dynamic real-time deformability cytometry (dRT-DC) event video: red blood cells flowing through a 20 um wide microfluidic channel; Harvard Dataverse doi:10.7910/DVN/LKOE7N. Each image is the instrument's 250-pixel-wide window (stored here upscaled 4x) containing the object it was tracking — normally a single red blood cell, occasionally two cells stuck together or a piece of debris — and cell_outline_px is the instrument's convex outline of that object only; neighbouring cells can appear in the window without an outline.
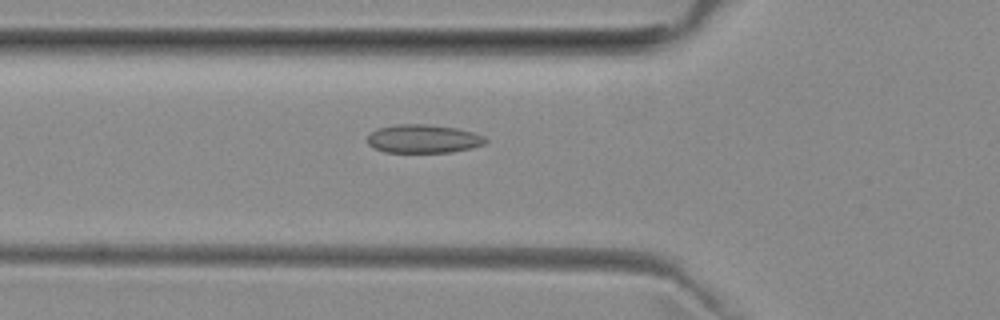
{"species": "common noctule bat (a hibernating species)", "species_latin": "Nyctalus noctula", "temperature_condition": "room temperature", "stored_images_in_passage": 37, "camera_frame_rate_fps": 3000, "um_per_image_px": 0.085, "animal": {"sex": "female", "body_mass_g": 29.2, "forearm_length_mm": 56.3}, "frame": {"image": 1, "passage_image": 3, "time_ms": 0.667, "image_size_px": [1000, 320], "cell_outline_px": [[488, 140], [484, 144], [472, 148], [452, 152], [384, 152], [372, 148], [368, 144], [368, 136], [376, 128], [396, 124], [428, 124], [456, 128], [472, 132], [484, 136]], "centroid_in_image_um": [35.97, 11.8], "position_along_channel_um": 89.8, "area_um2": 19.71}}
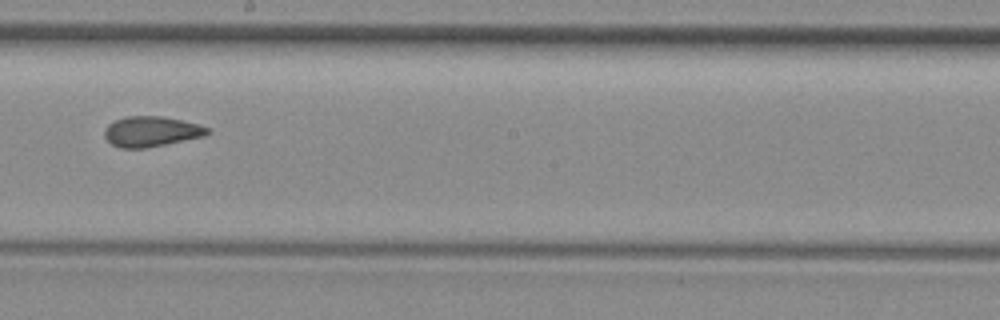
{"frame": {"image": 2, "passage_image": 14, "time_ms": 4.333, "image_size_px": [1000, 320], "cell_outline_px": [[212, 132], [204, 136], [144, 148], [120, 148], [112, 144], [104, 136], [104, 128], [108, 124], [116, 120], [128, 116], [160, 116], [180, 120], [196, 124], [208, 128]], "centroid_in_image_um": [12.83, 11.18], "position_along_channel_um": 235.4, "area_um2": 17.92}}
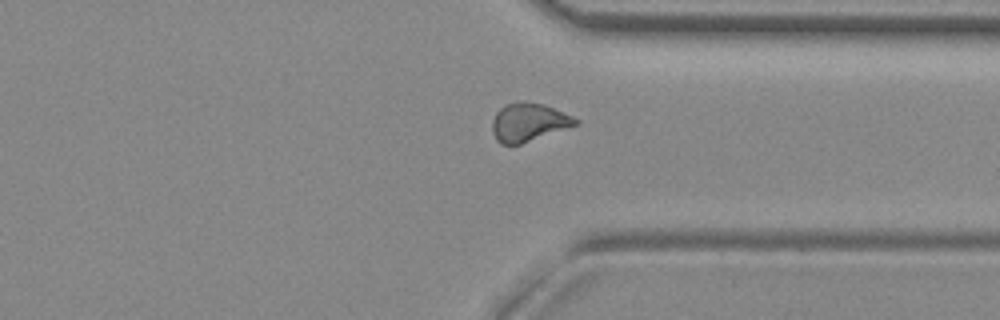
{"frame": {"image": 3, "passage_image": 24, "time_ms": 7.667, "image_size_px": [1000, 320], "cell_outline_px": [[580, 124], [520, 144], [500, 144], [496, 140], [492, 132], [492, 120], [496, 112], [500, 108], [508, 104], [520, 100], [524, 100], [544, 104], [572, 116], [580, 120]], "centroid_in_image_um": [44.93, 10.38], "position_along_channel_um": 366.5, "area_um2": 18.73}, "authors_computed_cell_mechanics": {"area_um2": 18.207, "velocity_mm_per_s": 3.9624, "shape_relaxation_time_tau1_ms": null, "shape_relaxation_time_tau2_ms": 2.1476, "deformation_change_tau1": null, "deformation_change_tau2": 0.0779}}